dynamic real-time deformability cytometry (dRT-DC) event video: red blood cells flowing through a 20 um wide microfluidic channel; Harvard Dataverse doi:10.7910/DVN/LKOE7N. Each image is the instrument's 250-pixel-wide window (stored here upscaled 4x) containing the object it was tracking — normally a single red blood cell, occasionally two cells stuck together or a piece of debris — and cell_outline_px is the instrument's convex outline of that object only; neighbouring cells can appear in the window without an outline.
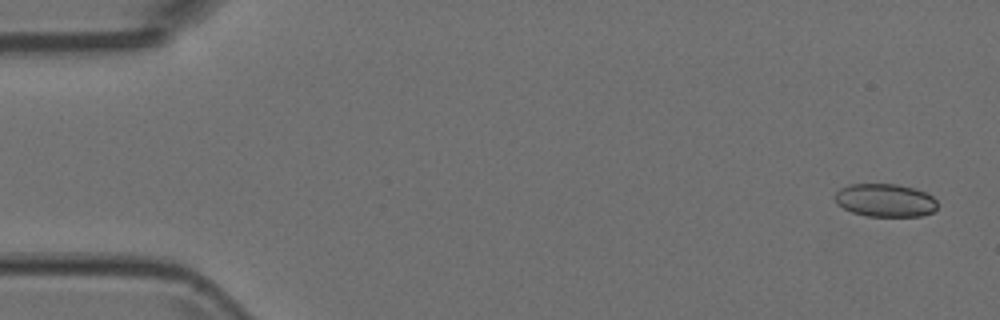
{"species": "Egyptian fruit bat (a non-hibernating species)", "species_latin": "Rousettus aegyptiacus", "temperature_condition": "room temperature", "stored_images_in_passage": 5, "camera_frame_rate_fps": 3000, "um_per_image_px": 0.085, "animal": {"sex": "female"}, "frame": {"image": 1, "passage_image": 1, "time_ms": 0.0, "image_size_px": [1000, 320], "cell_outline_px": [[936, 208], [932, 212], [920, 216], [868, 216], [852, 212], [836, 204], [832, 196], [840, 188], [848, 184], [896, 184], [912, 188], [924, 192], [932, 196], [936, 200]], "centroid_in_image_um": [75.18, 17.02], "position_along_channel_um": 9.8, "area_um2": 19.77}}
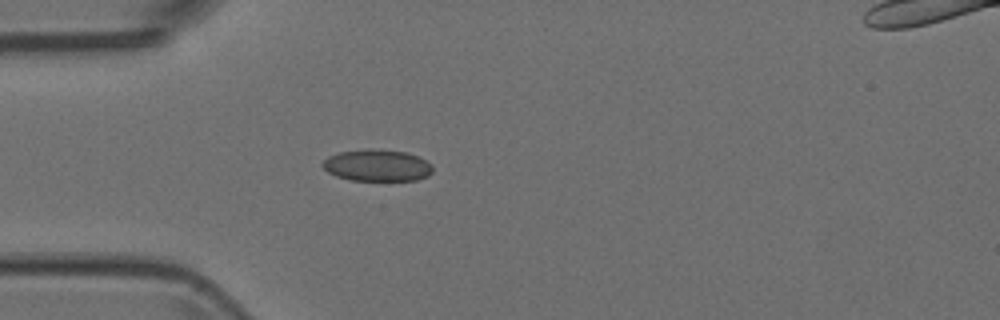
{"frame": {"image": 2, "passage_image": 5, "time_ms": 1.333, "image_size_px": [1000, 320], "cell_outline_px": [[432, 172], [428, 176], [416, 180], [348, 180], [336, 176], [328, 172], [320, 164], [328, 156], [340, 152], [368, 148], [372, 148], [404, 152], [416, 156], [432, 164]], "centroid_in_image_um": [32.03, 14.06], "position_along_channel_um": 53.0, "area_um2": 20.35}}